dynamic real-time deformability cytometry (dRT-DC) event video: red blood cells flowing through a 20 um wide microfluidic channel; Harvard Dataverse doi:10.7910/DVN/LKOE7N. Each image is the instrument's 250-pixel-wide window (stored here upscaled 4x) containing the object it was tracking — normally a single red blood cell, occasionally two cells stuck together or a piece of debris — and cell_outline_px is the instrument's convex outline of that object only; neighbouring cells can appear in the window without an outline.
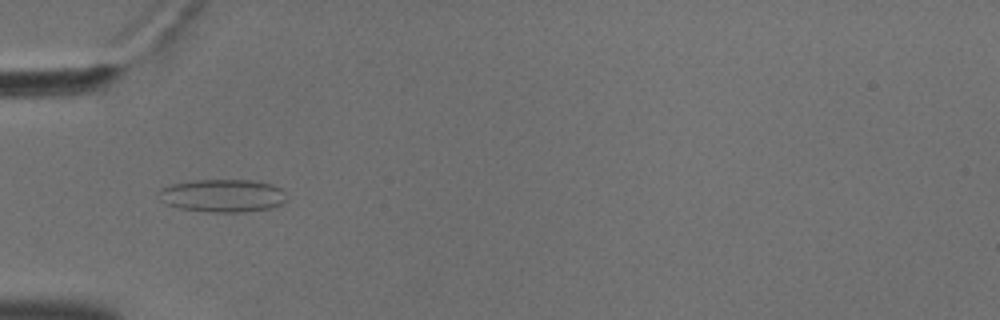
{"species": "common noctule bat (a hibernating species)", "species_latin": "Nyctalus noctula", "temperature_condition": "cold", "stored_images_in_passage": 46, "camera_frame_rate_fps": 3000, "um_per_image_px": 0.085, "animal": {"sex": "male", "body_mass_g": 18.8}, "frame": {"image": 1, "passage_image": 9, "time_ms": 2.667, "image_size_px": [1000, 320], "cell_outline_px": [[288, 200], [280, 204], [268, 208], [244, 212], [208, 212], [180, 208], [164, 204], [160, 200], [156, 192], [160, 188], [172, 184], [196, 180], [256, 180], [272, 184], [280, 188], [284, 192]], "centroid_in_image_um": [18.89, 16.63], "position_along_channel_um": 66.1, "area_um2": 24.74}}
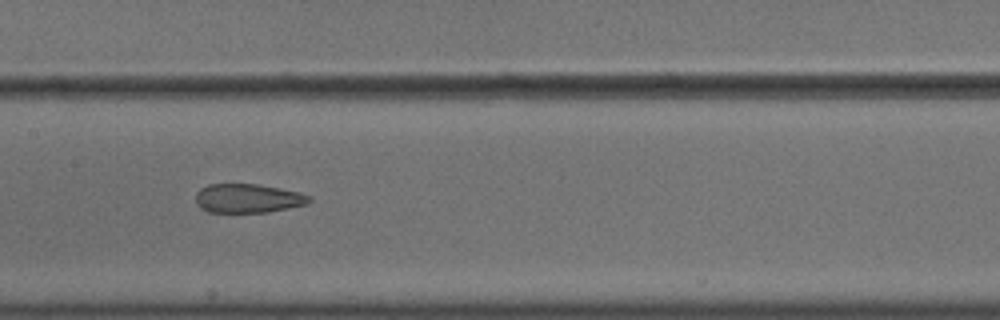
{"frame": {"image": 2, "passage_image": 19, "time_ms": 6.0, "image_size_px": [1000, 320], "cell_outline_px": [[312, 200], [308, 204], [268, 212], [208, 212], [200, 208], [196, 204], [196, 192], [200, 188], [208, 184], [256, 184], [280, 188], [300, 192], [312, 196]], "centroid_in_image_um": [21.08, 16.86], "position_along_channel_um": 186.3, "area_um2": 19.36}}
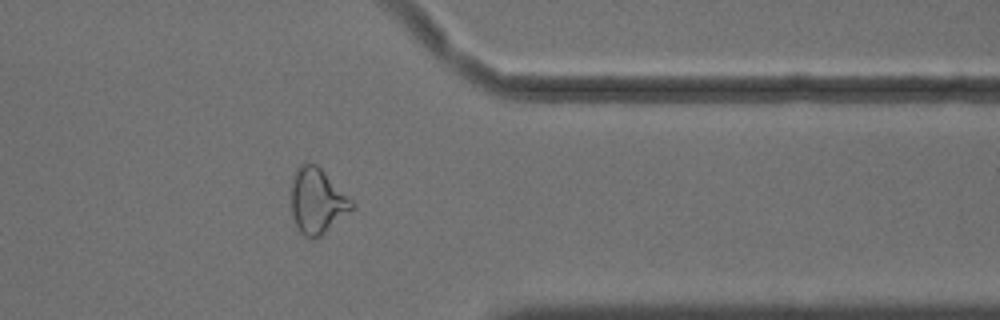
{"frame": {"image": 3, "passage_image": 36, "time_ms": 11.667, "image_size_px": [1000, 320], "cell_outline_px": [[356, 208], [320, 236], [312, 240], [308, 240], [296, 228], [292, 216], [288, 200], [288, 192], [296, 168], [304, 160], [316, 164], [356, 200]], "centroid_in_image_um": [26.95, 17.07], "position_along_channel_um": 384.4, "area_um2": 24.62}, "authors_computed_cell_mechanics": {"area_um2": 21.9929, "velocity_mm_per_s": 3.6331, "shape_relaxation_time_tau1_ms": null, "shape_relaxation_time_tau2_ms": 2.328, "deformation_change_tau1": null, "deformation_change_tau2": 0.0934}}